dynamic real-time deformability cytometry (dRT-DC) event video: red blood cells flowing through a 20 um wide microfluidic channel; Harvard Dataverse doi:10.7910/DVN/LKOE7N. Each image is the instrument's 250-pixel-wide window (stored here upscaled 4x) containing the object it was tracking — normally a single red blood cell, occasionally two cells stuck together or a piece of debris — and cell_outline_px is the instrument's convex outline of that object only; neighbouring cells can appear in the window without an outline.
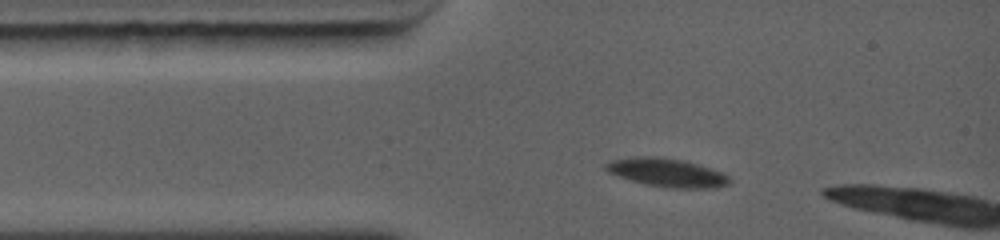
{"species": "common noctule bat (a hibernating species)", "species_latin": "Nyctalus noctula", "temperature_condition": "warm", "stored_images_in_passage": 3, "camera_frame_rate_fps": 5000, "um_per_image_px": 0.085, "animal": {"sex": "female", "body_mass_g": 19.0, "forearm_length_mm": 56.7}, "frame": {"image": 1, "passage_image": 1, "time_ms": 0.0, "image_size_px": [1000, 240], "cell_outline_px": [[732, 184], [716, 188], [668, 188], [644, 184], [608, 172], [604, 168], [604, 164], [612, 160], [636, 156], [644, 156], [684, 160], [724, 172], [732, 180]], "centroid_in_image_um": [56.75, 14.68], "position_along_channel_um": 28.2, "area_um2": 20.58}}
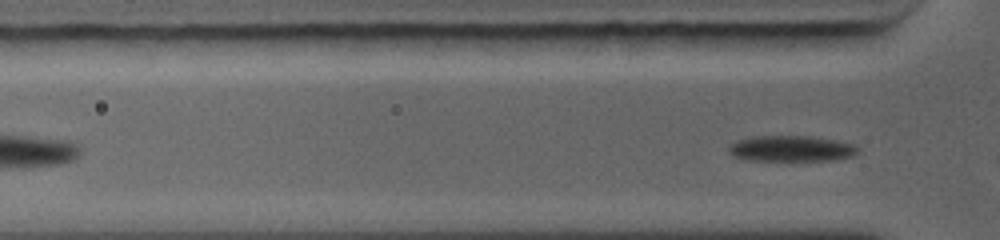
{"frame": {"image": 2, "passage_image": 3, "time_ms": 2.6, "image_size_px": [1000, 240], "cell_outline_px": [[856, 152], [852, 156], [832, 160], [752, 160], [736, 156], [728, 148], [732, 144], [740, 140], [760, 136], [808, 136], [832, 140], [852, 144], [856, 148]], "centroid_in_image_um": [67.28, 12.63], "position_along_channel_um": 58.5, "area_um2": 18.61}}